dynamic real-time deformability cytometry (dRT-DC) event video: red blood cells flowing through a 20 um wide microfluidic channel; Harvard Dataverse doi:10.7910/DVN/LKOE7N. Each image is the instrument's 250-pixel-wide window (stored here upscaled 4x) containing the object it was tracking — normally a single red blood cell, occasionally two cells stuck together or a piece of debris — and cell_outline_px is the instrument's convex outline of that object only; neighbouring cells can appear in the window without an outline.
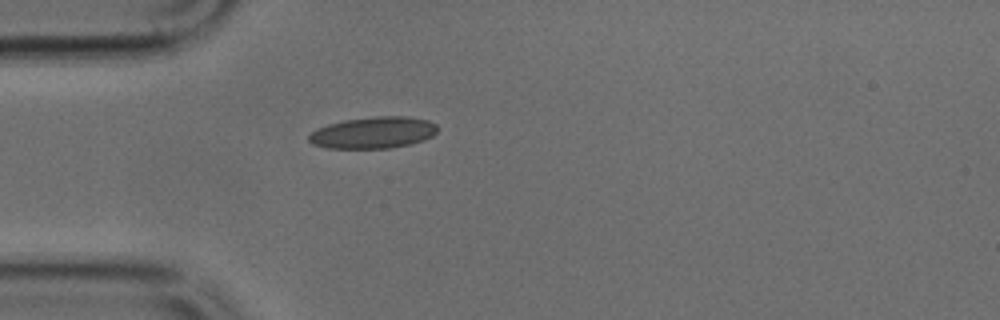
{"species": "common noctule bat (a hibernating species)", "species_latin": "Nyctalus noctula", "temperature_condition": "cold", "stored_images_in_passage": 36, "camera_frame_rate_fps": 3000, "um_per_image_px": 0.085, "animal": {"sex": "male", "body_mass_g": 17.9, "forearm_length_mm": 54.2}, "frame": {"image": 1, "passage_image": 1, "time_ms": 0.0, "image_size_px": [1000, 320], "cell_outline_px": [[440, 128], [432, 136], [424, 140], [412, 144], [388, 148], [324, 148], [312, 144], [308, 140], [308, 136], [316, 128], [328, 124], [344, 120], [376, 116], [404, 116], [428, 120], [436, 124]], "centroid_in_image_um": [31.73, 11.27], "position_along_channel_um": 53.3, "area_um2": 23.87}}
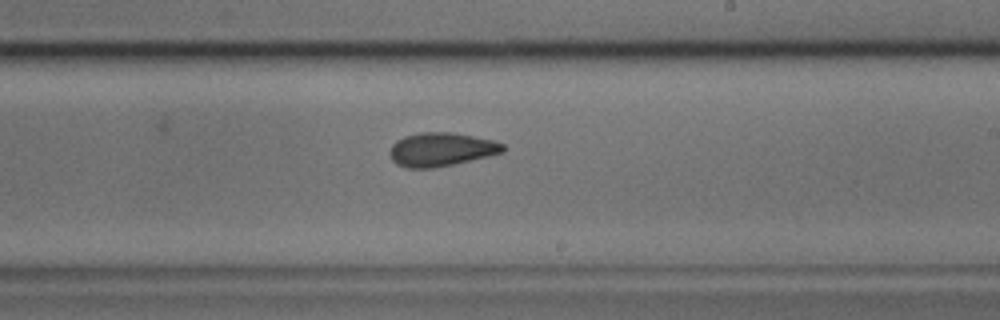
{"frame": {"image": 2, "passage_image": 16, "time_ms": 5.0, "image_size_px": [1000, 320], "cell_outline_px": [[504, 152], [488, 156], [452, 164], [432, 168], [404, 168], [396, 164], [392, 160], [392, 144], [396, 140], [404, 136], [420, 132], [452, 132], [492, 140], [504, 144]], "centroid_in_image_um": [37.49, 12.7], "position_along_channel_um": 251.5, "area_um2": 21.96}}
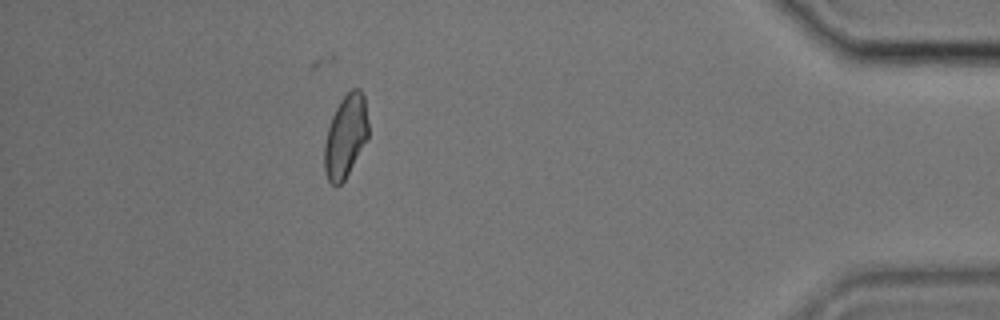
{"frame": {"image": 3, "passage_image": 31, "time_ms": 10.0, "image_size_px": [1000, 320], "cell_outline_px": [[368, 136], [344, 180], [340, 184], [332, 184], [328, 180], [324, 172], [324, 144], [328, 128], [332, 116], [340, 100], [352, 88], [360, 88], [364, 96], [368, 120]], "centroid_in_image_um": [29.36, 11.55], "position_along_channel_um": 405.8, "area_um2": 20.92}}